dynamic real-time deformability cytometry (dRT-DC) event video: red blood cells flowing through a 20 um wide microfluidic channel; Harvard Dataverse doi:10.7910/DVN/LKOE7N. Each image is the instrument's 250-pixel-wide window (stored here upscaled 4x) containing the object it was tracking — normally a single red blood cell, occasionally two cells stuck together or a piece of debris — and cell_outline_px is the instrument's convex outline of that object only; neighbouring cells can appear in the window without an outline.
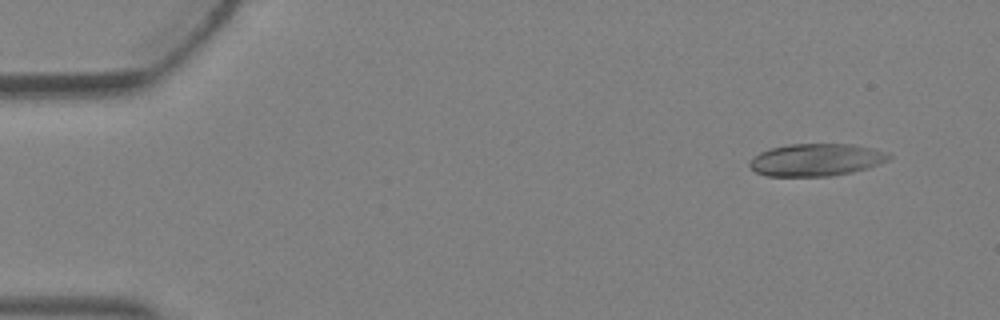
{"species": "Egyptian fruit bat (a non-hibernating species)", "species_latin": "Rousettus aegyptiacus", "temperature_condition": "warm", "stored_images_in_passage": 8, "camera_frame_rate_fps": 3000, "um_per_image_px": 0.085, "animal": {"sex": "female"}, "frame": {"image": 1, "passage_image": 1, "time_ms": 0.0, "image_size_px": [1000, 320], "cell_outline_px": [[892, 156], [888, 160], [868, 168], [852, 172], [828, 176], [768, 176], [756, 172], [748, 164], [760, 152], [772, 148], [788, 144], [852, 144], [872, 148], [888, 152]], "centroid_in_image_um": [69.41, 13.58], "position_along_channel_um": 15.6, "area_um2": 26.13}}
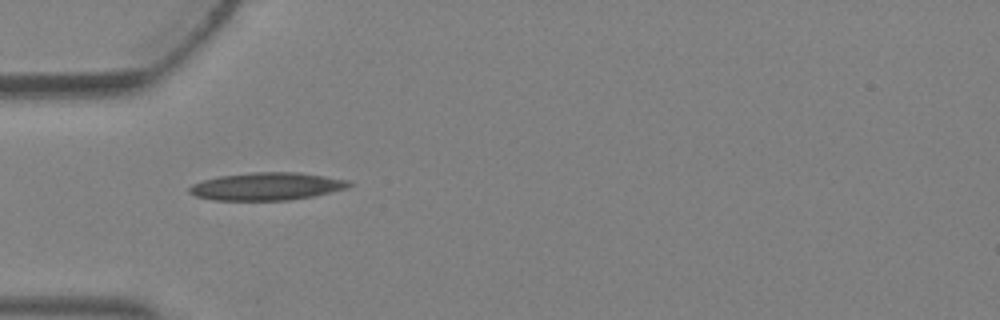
{"frame": {"image": 2, "passage_image": 4, "time_ms": 1.0, "image_size_px": [1000, 320], "cell_outline_px": [[352, 184], [348, 188], [312, 196], [288, 200], [212, 200], [196, 196], [188, 192], [188, 188], [192, 184], [204, 180], [220, 176], [252, 172], [296, 172], [324, 176], [348, 180]], "centroid_in_image_um": [22.65, 15.84], "position_along_channel_um": 62.3, "area_um2": 25.61}}